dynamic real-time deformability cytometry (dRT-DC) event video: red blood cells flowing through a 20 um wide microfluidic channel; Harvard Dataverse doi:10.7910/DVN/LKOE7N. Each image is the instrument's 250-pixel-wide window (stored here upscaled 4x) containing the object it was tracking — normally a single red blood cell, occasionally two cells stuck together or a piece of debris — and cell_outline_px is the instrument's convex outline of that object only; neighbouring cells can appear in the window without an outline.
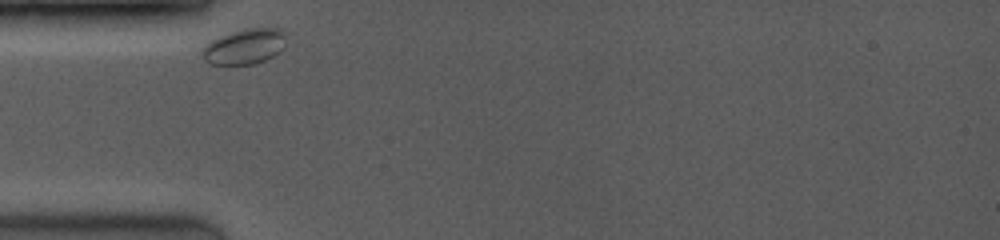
{"species": "common noctule bat (a hibernating species)", "species_latin": "Nyctalus noctula", "temperature_condition": "room temperature", "stored_images_in_passage": 32, "camera_frame_rate_fps": 3500, "um_per_image_px": 0.085, "animal": {"sex": "female", "body_mass_g": 19.0, "forearm_length_mm": 53.3}, "frame": {"image": 1, "passage_image": 1, "time_ms": 0.0, "image_size_px": [1000, 240], "cell_outline_px": [[284, 48], [280, 52], [256, 64], [208, 64], [204, 60], [200, 52], [200, 48], [204, 44], [228, 32], [244, 28], [280, 28], [284, 36]], "centroid_in_image_um": [20.72, 3.95], "position_along_channel_um": 64.3, "area_um2": 17.51}}
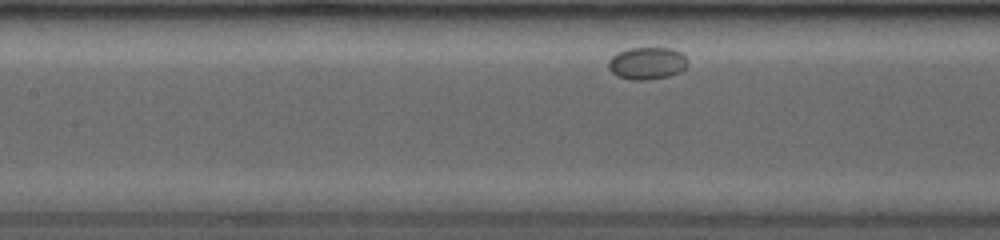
{"frame": {"image": 2, "passage_image": 10, "time_ms": 2.857, "image_size_px": [1000, 240], "cell_outline_px": [[688, 64], [680, 72], [668, 76], [644, 80], [632, 80], [616, 76], [608, 68], [608, 60], [616, 52], [628, 48], [672, 48], [680, 52], [684, 56]], "centroid_in_image_um": [54.96, 5.37], "position_along_channel_um": 152.4, "area_um2": 14.97}}
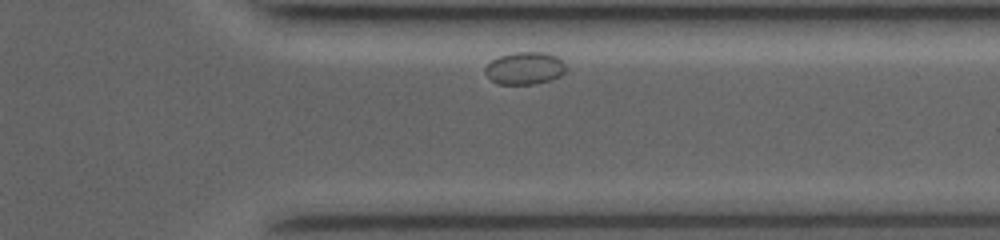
{"frame": {"image": 3, "passage_image": 29, "time_ms": 9.429, "image_size_px": [1000, 240], "cell_outline_px": [[568, 68], [560, 76], [536, 84], [496, 84], [484, 72], [484, 68], [492, 60], [500, 56], [512, 52], [548, 52], [564, 60]], "centroid_in_image_um": [44.64, 5.79], "position_along_channel_um": 366.8, "area_um2": 15.49}}